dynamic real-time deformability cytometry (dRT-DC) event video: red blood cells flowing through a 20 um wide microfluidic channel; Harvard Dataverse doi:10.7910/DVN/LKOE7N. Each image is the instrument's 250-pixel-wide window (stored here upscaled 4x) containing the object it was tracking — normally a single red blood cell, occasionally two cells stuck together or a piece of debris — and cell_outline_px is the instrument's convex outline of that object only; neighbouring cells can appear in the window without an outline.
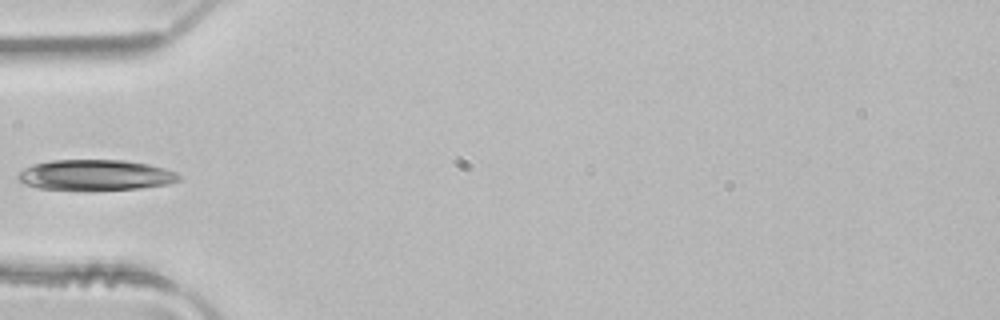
{"species": "common noctule bat (a hibernating species)", "species_latin": "Nyctalus noctula", "temperature_condition": "room temperature", "stored_images_in_passage": 3, "camera_frame_rate_fps": 3000, "um_per_image_px": 0.085, "animal": {"sex": "male", "body_mass_g": 21.5, "forearm_length_mm": 52.0}, "frame": {"image": 1, "passage_image": 3, "time_ms": 0.667, "image_size_px": [1000, 320], "cell_outline_px": [[180, 180], [168, 184], [140, 188], [88, 192], [36, 188], [24, 184], [16, 176], [24, 168], [32, 164], [52, 160], [124, 160], [148, 164], [164, 168], [176, 172], [180, 176]], "centroid_in_image_um": [8.08, 14.91], "position_along_channel_um": 76.9, "area_um2": 29.48}}